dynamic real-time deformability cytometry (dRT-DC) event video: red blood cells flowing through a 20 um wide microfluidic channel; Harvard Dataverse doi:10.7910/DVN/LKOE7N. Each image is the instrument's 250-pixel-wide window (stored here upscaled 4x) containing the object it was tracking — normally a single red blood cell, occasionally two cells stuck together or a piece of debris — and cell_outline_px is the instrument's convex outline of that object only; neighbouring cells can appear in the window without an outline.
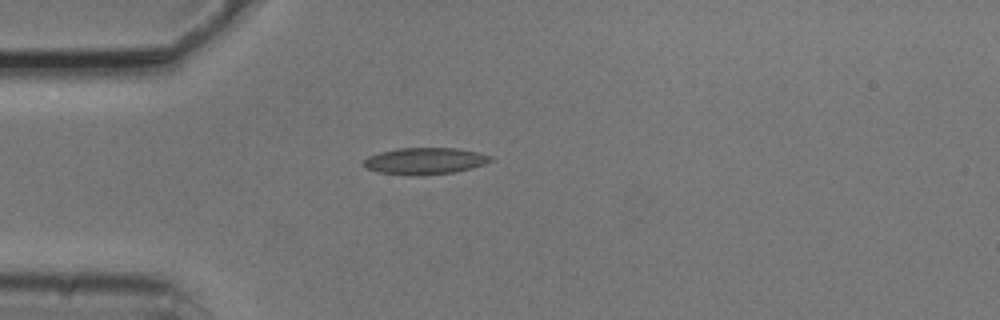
{"species": "common noctule bat (a hibernating species)", "species_latin": "Nyctalus noctula", "temperature_condition": "cold", "stored_images_in_passage": 6, "camera_frame_rate_fps": 3000, "um_per_image_px": 0.085, "animal": {"sex": "male", "body_mass_g": 20.5, "forearm_length_mm": 52.5}, "frame": {"image": 1, "passage_image": 5, "time_ms": 1.333, "image_size_px": [1000, 320], "cell_outline_px": [[492, 160], [484, 164], [452, 172], [380, 172], [368, 168], [364, 164], [364, 160], [368, 156], [380, 152], [396, 148], [456, 148], [476, 152], [492, 156]], "centroid_in_image_um": [36.14, 13.61], "position_along_channel_um": 48.9, "area_um2": 18.32}}